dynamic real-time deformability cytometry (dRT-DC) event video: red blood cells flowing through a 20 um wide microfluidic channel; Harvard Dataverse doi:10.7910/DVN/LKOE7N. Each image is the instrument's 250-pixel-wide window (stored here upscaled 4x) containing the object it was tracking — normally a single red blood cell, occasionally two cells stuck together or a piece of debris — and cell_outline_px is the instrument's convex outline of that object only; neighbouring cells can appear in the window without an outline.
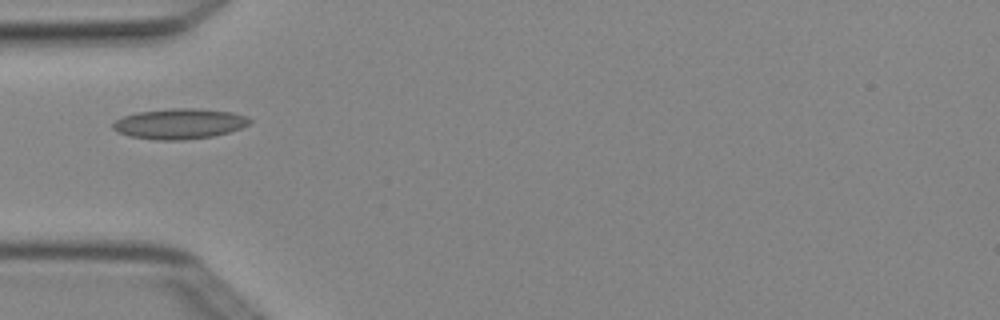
{"species": "Egyptian fruit bat (a non-hibernating species)", "species_latin": "Rousettus aegyptiacus", "temperature_condition": "cold", "stored_images_in_passage": 4, "camera_frame_rate_fps": 3000, "um_per_image_px": 0.085, "animal": {"sex": "female"}, "frame": {"image": 1, "passage_image": 3, "time_ms": 0.667, "image_size_px": [1000, 320], "cell_outline_px": [[252, 120], [248, 124], [240, 128], [228, 132], [212, 136], [184, 140], [156, 140], [128, 136], [116, 132], [112, 128], [112, 124], [116, 120], [124, 116], [136, 112], [172, 108], [196, 108], [232, 112], [248, 116]], "centroid_in_image_um": [15.23, 10.52], "position_along_channel_um": 69.8, "area_um2": 24.33}}
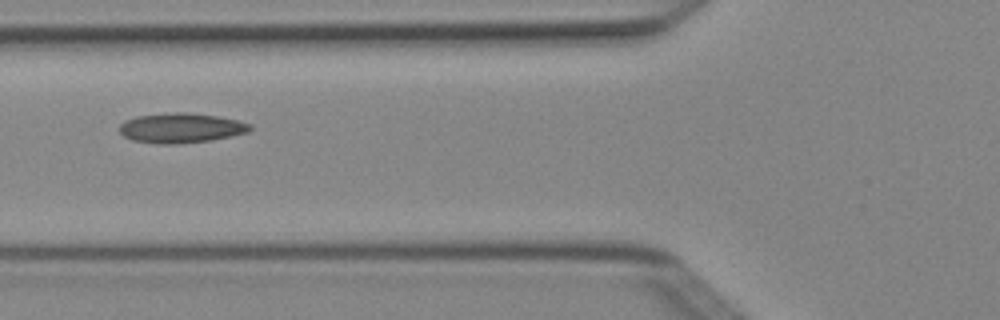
{"frame": {"image": 2, "passage_image": 4, "time_ms": 1.0, "image_size_px": [1000, 320], "cell_outline_px": [[252, 128], [248, 132], [212, 140], [176, 144], [160, 144], [132, 140], [124, 136], [120, 132], [120, 124], [124, 120], [136, 116], [176, 112], [184, 112], [216, 116], [236, 120], [252, 124]], "centroid_in_image_um": [15.37, 10.88], "position_along_channel_um": 110.4, "area_um2": 22.6}}